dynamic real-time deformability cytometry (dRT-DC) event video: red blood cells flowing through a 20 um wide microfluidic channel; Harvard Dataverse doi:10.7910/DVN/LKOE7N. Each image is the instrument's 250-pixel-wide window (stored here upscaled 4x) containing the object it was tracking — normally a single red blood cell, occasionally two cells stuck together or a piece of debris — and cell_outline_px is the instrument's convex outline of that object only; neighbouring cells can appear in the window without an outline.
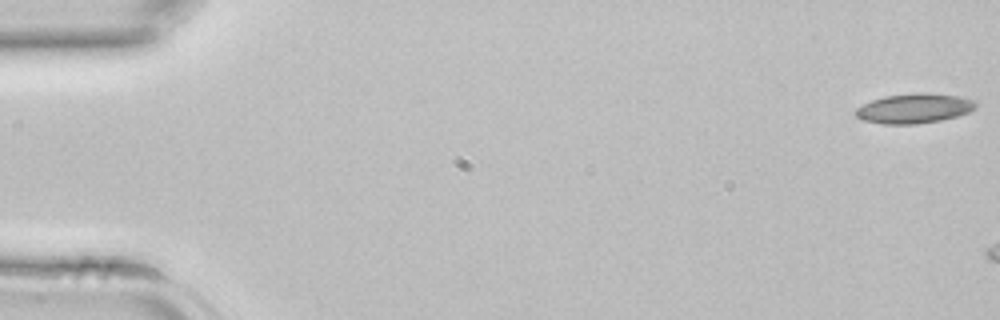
{"species": "common noctule bat (a hibernating species)", "species_latin": "Nyctalus noctula", "temperature_condition": "room temperature", "stored_images_in_passage": 9, "camera_frame_rate_fps": 3000, "um_per_image_px": 0.085, "animal": {"sex": "female", "body_mass_g": 22.7, "forearm_length_mm": 54.2}, "frame": {"image": 1, "passage_image": 1, "time_ms": 0.0, "image_size_px": [1000, 320], "cell_outline_px": [[976, 108], [968, 112], [956, 116], [940, 120], [916, 124], [880, 124], [864, 120], [856, 116], [852, 112], [856, 108], [872, 100], [884, 96], [916, 92], [924, 92], [956, 96], [976, 100]], "centroid_in_image_um": [77.68, 9.21], "position_along_channel_um": 7.3, "area_um2": 20.87}}